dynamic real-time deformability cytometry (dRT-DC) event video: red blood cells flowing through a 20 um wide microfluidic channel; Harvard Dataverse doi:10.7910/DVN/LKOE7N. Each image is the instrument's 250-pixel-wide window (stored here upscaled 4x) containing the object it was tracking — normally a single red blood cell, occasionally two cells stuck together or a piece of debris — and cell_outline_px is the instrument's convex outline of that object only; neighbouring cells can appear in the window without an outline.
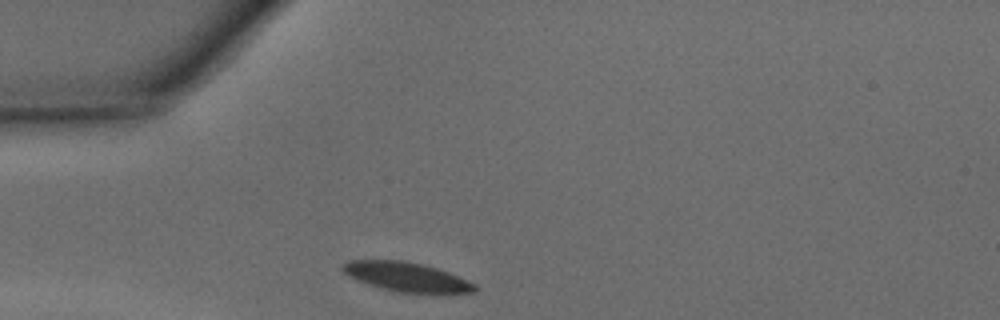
{"species": "common noctule bat (a hibernating species)", "species_latin": "Nyctalus noctula", "temperature_condition": "warm", "stored_images_in_passage": 24, "camera_frame_rate_fps": 3000, "um_per_image_px": 0.085, "animal": {"sex": "male", "body_mass_g": 15.6}, "frame": {"image": 1, "passage_image": 1, "time_ms": 0.0, "image_size_px": [1000, 320], "cell_outline_px": [[476, 292], [396, 292], [368, 284], [356, 280], [348, 276], [340, 268], [348, 260], [404, 260], [436, 268], [448, 272], [476, 284]], "centroid_in_image_um": [34.49, 23.52], "position_along_channel_um": 50.5, "area_um2": 22.14}}
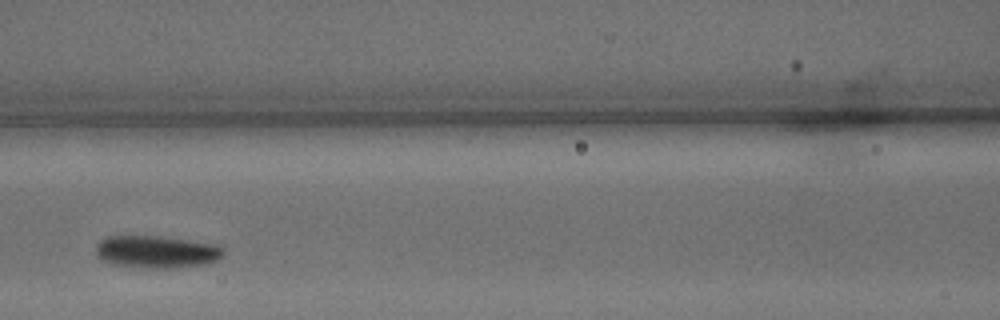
{"frame": {"image": 2, "passage_image": 9, "time_ms": 2.667, "image_size_px": [1000, 320], "cell_outline_px": [[224, 256], [216, 260], [204, 264], [172, 268], [132, 268], [112, 264], [104, 260], [96, 252], [96, 244], [100, 240], [108, 236], [160, 236], [216, 244], [224, 248]], "centroid_in_image_um": [13.31, 21.41], "position_along_channel_um": 153.3, "area_um2": 24.22}}
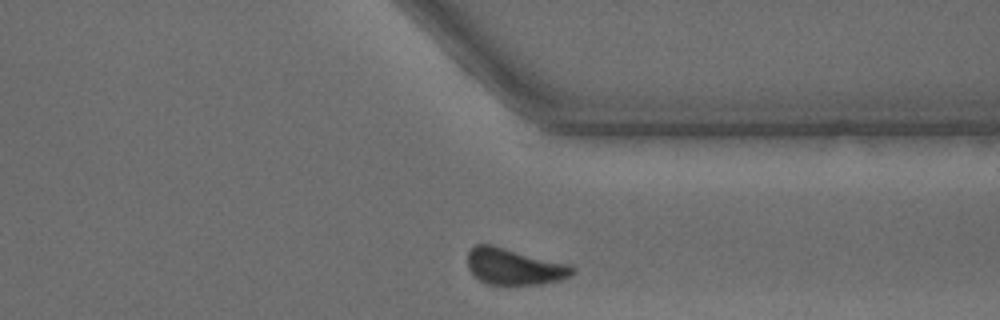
{"frame": {"image": 3, "passage_image": 24, "time_ms": 7.667, "image_size_px": [1000, 320], "cell_outline_px": [[576, 272], [572, 276], [560, 280], [540, 284], [488, 284], [480, 280], [468, 268], [468, 248], [472, 244], [492, 244], [568, 264], [576, 268]], "centroid_in_image_um": [43.71, 22.64], "position_along_channel_um": 367.7, "area_um2": 22.31}, "authors_computed_cell_mechanics": {"area_um2": 23.987, "velocity_mm_per_s": 4.301, "shape_relaxation_time_tau1_ms": 7.9609, "shape_relaxation_time_tau2_ms": null, "deformation_change_tau1": 0.2506, "deformation_change_tau2": null}}